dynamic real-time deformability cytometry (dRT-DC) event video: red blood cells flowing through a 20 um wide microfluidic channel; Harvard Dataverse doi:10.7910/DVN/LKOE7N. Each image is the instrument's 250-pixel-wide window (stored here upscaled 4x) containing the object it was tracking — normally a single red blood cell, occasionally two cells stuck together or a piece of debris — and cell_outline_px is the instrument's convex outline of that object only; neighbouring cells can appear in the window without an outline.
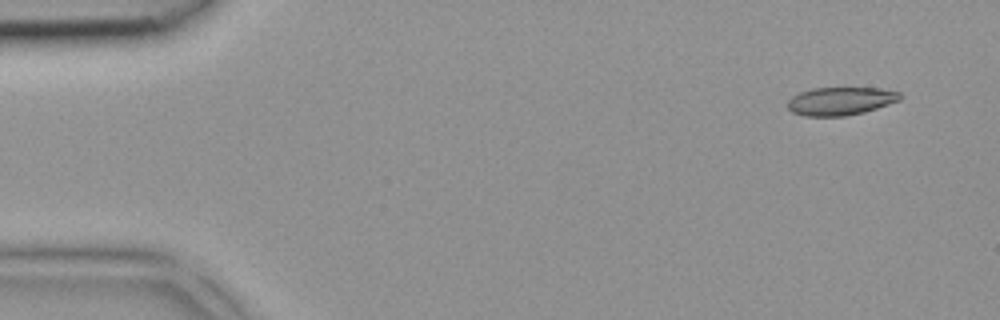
{"species": "common noctule bat (a hibernating species)", "species_latin": "Nyctalus noctula", "temperature_condition": "room temperature", "stored_images_in_passage": 3, "camera_frame_rate_fps": 3000, "um_per_image_px": 0.085, "animal": {"sex": "female", "body_mass_g": 18.4}, "frame": {"image": 1, "passage_image": 1, "time_ms": 0.0, "image_size_px": [1000, 320], "cell_outline_px": [[900, 100], [864, 112], [844, 116], [804, 116], [792, 112], [788, 108], [788, 100], [792, 96], [800, 92], [812, 88], [880, 88], [900, 92]], "centroid_in_image_um": [71.42, 8.59], "position_along_channel_um": 13.6, "area_um2": 18.32}}